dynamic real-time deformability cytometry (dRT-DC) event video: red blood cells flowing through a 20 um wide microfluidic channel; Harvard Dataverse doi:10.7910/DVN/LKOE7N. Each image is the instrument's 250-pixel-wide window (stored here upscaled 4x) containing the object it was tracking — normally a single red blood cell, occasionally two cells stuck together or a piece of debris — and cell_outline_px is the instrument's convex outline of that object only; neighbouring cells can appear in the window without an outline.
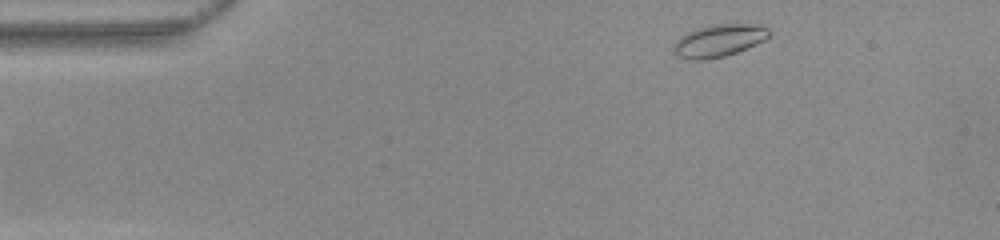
{"species": "common noctule bat (a hibernating species)", "species_latin": "Nyctalus noctula", "temperature_condition": "warm", "stored_images_in_passage": 47, "camera_frame_rate_fps": 3000, "um_per_image_px": 0.085, "animal": {"sex": "female", "body_mass_g": 22.0, "forearm_length_mm": 56.7}, "frame": {"image": 1, "passage_image": 2, "time_ms": 0.333, "image_size_px": [1000, 240], "cell_outline_px": [[768, 36], [764, 40], [756, 44], [736, 52], [724, 56], [704, 60], [688, 60], [672, 52], [672, 44], [680, 36], [688, 32], [712, 24], [756, 24], [768, 28]], "centroid_in_image_um": [61.05, 3.46], "position_along_channel_um": 24.0, "area_um2": 17.92}}
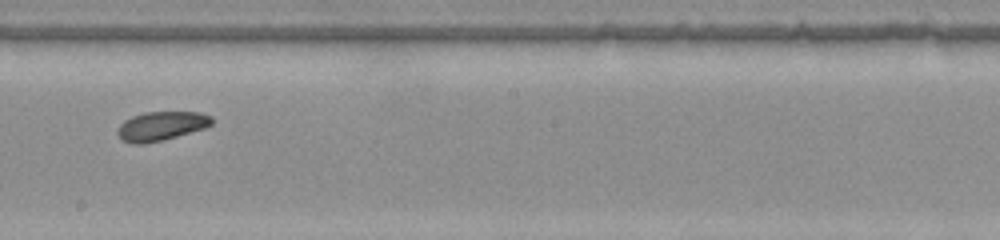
{"frame": {"image": 2, "passage_image": 24, "time_ms": 7.667, "image_size_px": [1000, 240], "cell_outline_px": [[212, 124], [204, 128], [164, 140], [144, 144], [132, 144], [120, 140], [116, 132], [120, 124], [124, 120], [132, 116], [144, 112], [200, 112], [212, 116]], "centroid_in_image_um": [13.66, 10.72], "position_along_channel_um": 234.5, "area_um2": 16.13}}
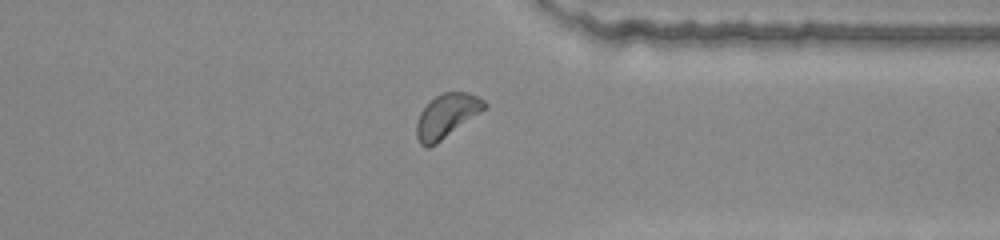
{"frame": {"image": 3, "passage_image": 35, "time_ms": 11.333, "image_size_px": [1000, 240], "cell_outline_px": [[488, 104], [484, 108], [436, 144], [428, 148], [424, 148], [420, 144], [416, 136], [416, 120], [420, 112], [436, 96], [444, 92], [468, 92], [484, 100]], "centroid_in_image_um": [37.91, 9.86], "position_along_channel_um": 373.5, "area_um2": 16.94}, "authors_computed_cell_mechanics": {"area_um2": 16.8198, "velocity_mm_per_s": 3.8978, "shape_relaxation_time_tau1_ms": 3.9912, "shape_relaxation_time_tau2_ms": 5.1394, "deformation_change_tau1": 0.0715, "deformation_change_tau2": 0.1047}}